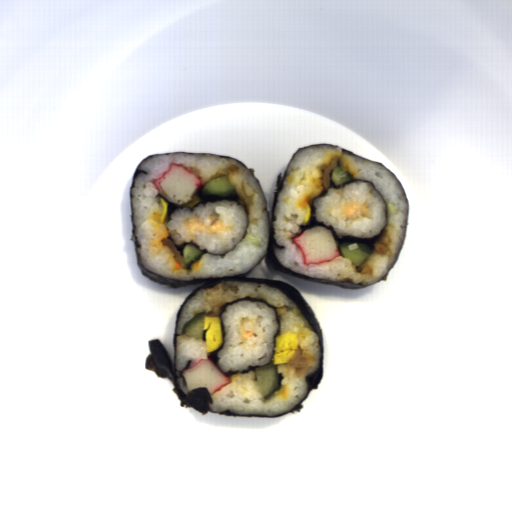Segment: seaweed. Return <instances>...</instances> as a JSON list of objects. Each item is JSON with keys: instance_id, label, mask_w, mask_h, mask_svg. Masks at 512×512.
Here are the masks:
<instances>
[{"instance_id": "obj_1", "label": "seaweed", "mask_w": 512, "mask_h": 512, "mask_svg": "<svg viewBox=\"0 0 512 512\" xmlns=\"http://www.w3.org/2000/svg\"><path fill=\"white\" fill-rule=\"evenodd\" d=\"M316 144H328V145H332L335 147H339L337 145H333V144H329V143H313V144H308L304 147L295 149V152L292 155V157L290 158L284 172L282 173L280 171L276 176V180H275L276 190L273 195L270 221H269L267 198L262 190L259 179L254 174L255 169L253 167L249 168V165L245 164L244 162H242L241 160H239L237 158L230 157V156H227L224 154H217L214 152L180 151V152L153 154V155L145 157L142 161H140L137 164L135 172L133 174L132 182L130 184L129 201H130V206H131V214L128 215V217L131 218V224H132L131 235H130L129 240L131 243L134 244L135 253H136V257H137V267L141 271V276H145L147 279L154 281L160 285L171 286L173 289H178L183 286H191V285H195V284H199V283H205L203 286H201L195 292H193L190 296H188L186 298V300L183 302V304L180 306V308L177 310L176 317H175V323H174V332H173V362L171 360L168 350L166 349L165 345L162 343V341L160 339L151 338L150 340L147 341L149 354L146 355L144 358V370H149V371L154 372L157 379L158 378L168 379L171 382V384L174 387V388H171V391L174 394L175 398L180 401L179 407L185 408V409L190 407L194 411H196L204 416L209 412H211L212 414L238 417V418H265V419L271 418V417L283 416L288 413L295 415V412L300 413L301 411H303L304 404H302V403L309 396L310 392L314 389H317L318 386L320 385V383L324 377V338H323V330H322L321 324H320L316 314L314 313L313 309L309 305L308 301L301 293V291L299 289H297L296 287H294L293 285L288 284L284 281L266 280V279H260V278H254V277L248 276L250 272L254 271L257 268V266L264 260V258L266 256L268 257V260H269L272 268H275L290 277L307 280V281H311V282H315V283H319V284H323V285L337 286V287H341L344 289H361V288L376 284L380 281L386 282L387 277H389L390 271L395 267L400 255L403 251L407 232H408V226H409L410 203H409V198L407 196V193H406L400 179L386 165H384L383 163L378 162L376 160L367 159L365 157L357 155V154H355L351 151H348L344 148H341V147H339V148L342 149L343 155H347L350 157H361L363 159H366V160L376 163L378 165L384 166L388 171H390L394 175V177L398 181V183L405 195L406 205H407L405 236H404L402 247L399 251V254H398L394 264L389 268V270L385 274H383L382 276H380L379 278H377L376 280H374L373 282H371L369 284L366 280H361L359 283H355L354 280L351 278H341L340 280H334L329 277L306 275V274L297 272L291 268H288V267L282 265L281 262L279 261V259L276 257L275 252H274V246L279 247V248H285V246H281L275 237V229H274L273 221H276L277 216H275L273 208H274V206L278 200V197L280 195V192L283 188L287 170H288L293 158L295 157L296 153L306 147L313 146ZM185 153L186 154H210V155H214V156H220V158H230V159L234 160L236 163H238L240 166H242L243 168L248 170L251 173V175L255 178V180L263 194V197H264L265 206H264L263 211L267 212L269 234H268L267 250H266L265 254L246 273H242V274H238V275L217 276V277H203V278H198V279L193 277L192 279H189V280H178V279H174L171 277H167L165 275H162L160 273H157L155 271H152V270L147 269L144 266H142L141 255L138 251V249H141L142 246H141L139 238L135 232L137 230V226L135 225L134 219H133V217L136 215V209L133 206V199H135L136 196L133 194L132 191L135 190V188H136V180L140 176V174L148 175V172L144 171V170H140L139 168L143 164V162H145L146 160H148L151 157H161V156H166V155L185 154ZM225 281L226 282H254V283H260V284H266V285L278 287L287 297H289L294 303H296L299 306L302 314L310 322L314 331L319 335V350H320L319 365L316 370H314L313 372H311L308 375H305V383L307 385V395L297 405H295L294 407L288 409L287 411H285L283 413H279V414L271 416V415H265V414L231 413L230 409H224V410H221L218 412L210 411L209 404H213V401H212L211 394L209 393L208 389L207 388H196L194 390H191L188 393L185 378L180 374L182 370H184L190 366L191 360H188L185 363V367L182 370H177L175 367L176 336L181 335V334H178L176 332V330L178 328L183 305L187 302V300L191 296H193L200 289L213 288L217 284H220Z\"/></svg>"}, {"instance_id": "obj_2", "label": "seaweed", "mask_w": 512, "mask_h": 512, "mask_svg": "<svg viewBox=\"0 0 512 512\" xmlns=\"http://www.w3.org/2000/svg\"><path fill=\"white\" fill-rule=\"evenodd\" d=\"M353 182H364V183H370L371 186L373 187V189L377 192V194L381 197V199L383 200L384 202V205L385 207L383 208V211L385 213V218H386V223L385 225L383 226L382 230L380 233H378L377 235L373 236V237H370V238H357V237H354L350 234H344L343 236H339L334 228V226H331V225H326L325 224V221H318L317 218H316V212H317V207L315 206V201L317 198H322V197H326L327 195H329V190H323L322 193L320 195H318L317 197L311 199L310 201H308V205H310V208H311V215H310V219L309 221L307 222V224H300L299 226V229L301 231L295 233L294 235H292L291 237V242L292 244L295 243L293 238H295L296 236L298 235H301L304 231H308L310 229H313L314 227H324L326 228L327 230H330L331 231V235H332V238L337 242V250L340 254V256H343L342 255V252H341V248H340V245L343 243V242H352V243H358V244H366L369 249H370V253L369 255L372 256L373 252L376 250L375 248V243L376 241L382 236L385 228L387 227L388 225V205L383 197V195L380 193V191L377 189L375 183L371 182V181H367V180H363V179H353L351 178V180L339 185V186H335L330 178V181H329V187L330 189L333 188L335 190H340L341 188H344L346 185H350L351 183Z\"/></svg>"}, {"instance_id": "obj_3", "label": "seaweed", "mask_w": 512, "mask_h": 512, "mask_svg": "<svg viewBox=\"0 0 512 512\" xmlns=\"http://www.w3.org/2000/svg\"><path fill=\"white\" fill-rule=\"evenodd\" d=\"M243 300H249V301H262V302H265L268 306V308H273L275 309V312H276V316H277V319H276V322L277 324L279 325L278 327V331L277 333L274 334L273 336V342H274V348H273V352H272V355H271V358L268 362V364H265V365H262V366H267L269 365V363L271 362V360L274 358L275 356V347H276V342H275V337H277L278 335H280L282 333V330H281V314H278V306H276L275 304H269L267 300H265L264 298H254V297H251V295H247L245 297H241V298H237L235 300H232L230 302H225L221 307H220V312L217 314V316L219 317L220 319V322H221V325H222V343L221 345L215 349L214 351L210 352L209 355L207 357H209L210 360H212L215 365L219 368L218 366V360L220 358L217 357V353L219 351H221L223 349V346H224V338H225V334H226V331L224 330V321L221 317V314L223 312H227V306H229L230 304H233V303H236L238 301H243ZM256 367H259V366H256V365H249L247 369L243 370V371H232V369H229L228 372H224L222 371L220 368V371L222 373H224L225 375H227L228 377L231 376V375H234V374H238L237 372H241L242 374H247L248 372H250V370L252 372H256Z\"/></svg>"}, {"instance_id": "obj_4", "label": "seaweed", "mask_w": 512, "mask_h": 512, "mask_svg": "<svg viewBox=\"0 0 512 512\" xmlns=\"http://www.w3.org/2000/svg\"><path fill=\"white\" fill-rule=\"evenodd\" d=\"M205 185L206 184H201V187H200L199 191L195 195V196H198V197L201 198L200 202H198L192 208H190L189 211L191 213L194 212L195 207H200L201 204L205 208V206H206V204L208 202L215 204L216 202H222L223 200L235 201L237 206L242 207V209H243V211H244V213L246 215L245 230H244V233L242 235L241 241L238 242V243H241L244 240V238L247 236V234H248V227L250 225V212H249V208H248V206H247V204L245 202V199L236 190L233 191L230 195H227V196L204 195L203 188H204Z\"/></svg>"}, {"instance_id": "obj_5", "label": "seaweed", "mask_w": 512, "mask_h": 512, "mask_svg": "<svg viewBox=\"0 0 512 512\" xmlns=\"http://www.w3.org/2000/svg\"><path fill=\"white\" fill-rule=\"evenodd\" d=\"M155 199H157V204H160V198H163L166 202H168V209H167V216L165 218V223L167 224L168 221H172V213L176 210V209H184V208H188L186 206H183L185 204H176V203H172L171 201H169L168 199H166L163 194L160 192L158 193L157 195L154 196Z\"/></svg>"}, {"instance_id": "obj_6", "label": "seaweed", "mask_w": 512, "mask_h": 512, "mask_svg": "<svg viewBox=\"0 0 512 512\" xmlns=\"http://www.w3.org/2000/svg\"><path fill=\"white\" fill-rule=\"evenodd\" d=\"M166 237H167V239H169L170 241H172V242H173L174 247L176 248V250H177V251H179V252H180V255H182V256H183V248H184L187 244H193V245H194V246H196L198 249H200V245H199V243H197V242L195 241V239H194V240H191V239H190L189 241H185V240H184V241L180 242L179 244H176V239L172 238L171 234H169V235H168V236H166Z\"/></svg>"}, {"instance_id": "obj_7", "label": "seaweed", "mask_w": 512, "mask_h": 512, "mask_svg": "<svg viewBox=\"0 0 512 512\" xmlns=\"http://www.w3.org/2000/svg\"><path fill=\"white\" fill-rule=\"evenodd\" d=\"M200 250L204 251V252H203V254H202L201 256H199V257H196V258H195V259L190 263V265H189L188 267L185 265V271H186L187 275H188L189 273H191V271H192V269H193V268L191 267V266H192V264H193L194 262H196V261H199V260H200V258H201L204 254H210V255L219 256V257H220V259H223V260H224V259H225V257H226V255H227V253H229V251H228V252H224V253H222V254H212L211 252H209V251H208L207 247L201 248Z\"/></svg>"}, {"instance_id": "obj_8", "label": "seaweed", "mask_w": 512, "mask_h": 512, "mask_svg": "<svg viewBox=\"0 0 512 512\" xmlns=\"http://www.w3.org/2000/svg\"><path fill=\"white\" fill-rule=\"evenodd\" d=\"M277 376H278V379H279V385H282V379L285 378V377H283L282 372H277Z\"/></svg>"}]
</instances>
